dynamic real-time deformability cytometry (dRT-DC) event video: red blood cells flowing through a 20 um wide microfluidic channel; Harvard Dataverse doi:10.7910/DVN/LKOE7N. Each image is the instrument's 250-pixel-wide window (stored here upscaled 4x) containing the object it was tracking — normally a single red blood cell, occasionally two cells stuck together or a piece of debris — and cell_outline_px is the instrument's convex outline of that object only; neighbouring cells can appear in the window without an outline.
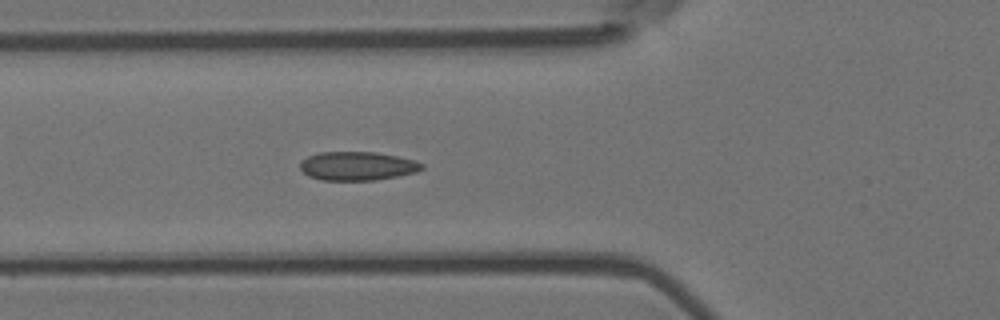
{"species": "Egyptian fruit bat (a non-hibernating species)", "species_latin": "Rousettus aegyptiacus", "temperature_condition": "room temperature", "stored_images_in_passage": 6, "camera_frame_rate_fps": 3000, "um_per_image_px": 0.085, "animal": {"sex": "female"}, "frame": {"image": 1, "passage_image": 6, "time_ms": 1.667, "image_size_px": [1000, 320], "cell_outline_px": [[424, 168], [416, 172], [376, 180], [320, 180], [308, 176], [300, 168], [300, 160], [308, 156], [320, 152], [376, 152], [416, 160], [424, 164]], "centroid_in_image_um": [30.37, 14.11], "position_along_channel_um": 95.4, "area_um2": 20.46}}